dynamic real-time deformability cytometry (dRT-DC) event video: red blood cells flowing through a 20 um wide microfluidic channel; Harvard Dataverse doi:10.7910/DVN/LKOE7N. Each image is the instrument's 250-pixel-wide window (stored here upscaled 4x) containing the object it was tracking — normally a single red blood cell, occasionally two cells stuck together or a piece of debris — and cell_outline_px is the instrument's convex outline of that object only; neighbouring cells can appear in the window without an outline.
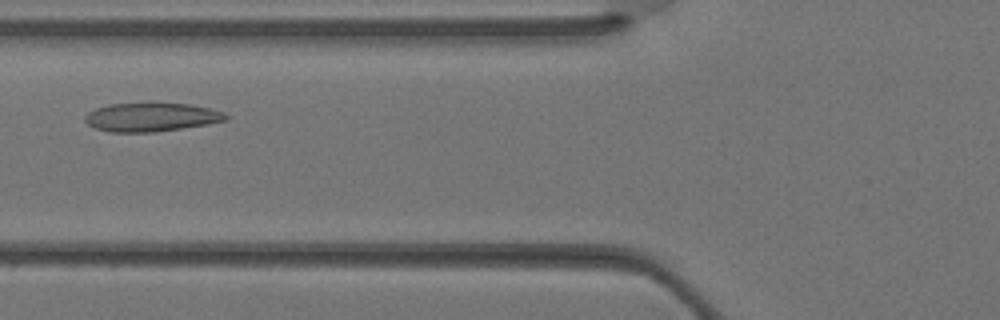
{"species": "Egyptian fruit bat (a non-hibernating species)", "species_latin": "Rousettus aegyptiacus", "temperature_condition": "warm", "stored_images_in_passage": 5, "camera_frame_rate_fps": 3000, "um_per_image_px": 0.085, "animal": {"sex": "female"}, "frame": {"image": 1, "passage_image": 3, "time_ms": 0.667, "image_size_px": [1000, 320], "cell_outline_px": [[228, 120], [208, 124], [156, 132], [112, 132], [96, 128], [88, 124], [84, 120], [84, 116], [88, 112], [96, 108], [112, 104], [192, 104], [224, 112], [228, 116]], "centroid_in_image_um": [12.87, 9.97], "position_along_channel_um": 112.9, "area_um2": 23.24}}
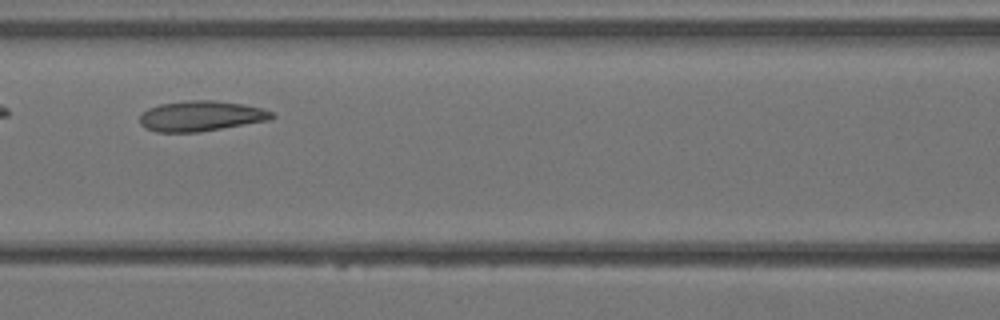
{"frame": {"image": 2, "passage_image": 5, "time_ms": 1.333, "image_size_px": [1000, 320], "cell_outline_px": [[276, 116], [272, 120], [200, 132], [156, 132], [144, 128], [140, 124], [140, 116], [148, 108], [160, 104], [188, 100], [216, 100], [244, 104], [264, 108], [272, 112]], "centroid_in_image_um": [17.13, 9.86], "position_along_channel_um": 149.5, "area_um2": 23.7}}